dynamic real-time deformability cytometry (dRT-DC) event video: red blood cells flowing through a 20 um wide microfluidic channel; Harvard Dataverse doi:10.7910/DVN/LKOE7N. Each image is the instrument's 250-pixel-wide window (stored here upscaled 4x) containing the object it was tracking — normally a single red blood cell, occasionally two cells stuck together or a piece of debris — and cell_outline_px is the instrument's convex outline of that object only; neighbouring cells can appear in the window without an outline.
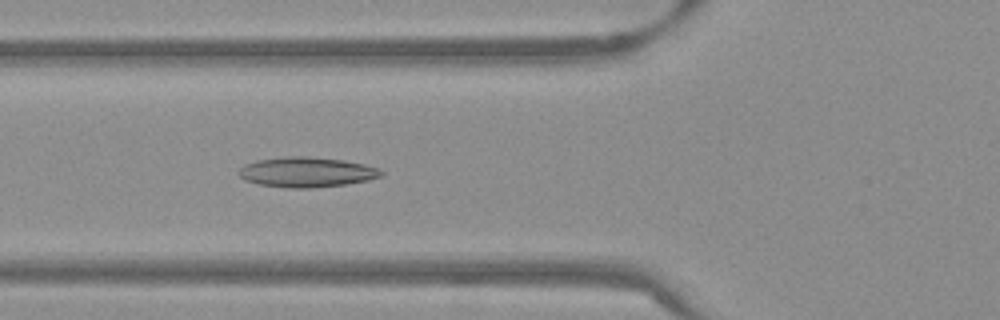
{"species": "Egyptian fruit bat (a non-hibernating species)", "species_latin": "Rousettus aegyptiacus", "temperature_condition": "warm", "stored_images_in_passage": 53, "camera_frame_rate_fps": 3000, "um_per_image_px": 0.085, "frame": {"image": 1, "passage_image": 20, "time_ms": 6.333, "image_size_px": [1000, 320], "cell_outline_px": [[384, 172], [380, 176], [368, 180], [344, 184], [312, 188], [288, 188], [260, 184], [244, 180], [240, 176], [240, 168], [244, 164], [256, 160], [284, 156], [308, 156], [344, 160], [364, 164], [380, 168]], "centroid_in_image_um": [26.06, 14.62], "position_along_channel_um": 99.7, "area_um2": 24.97}}
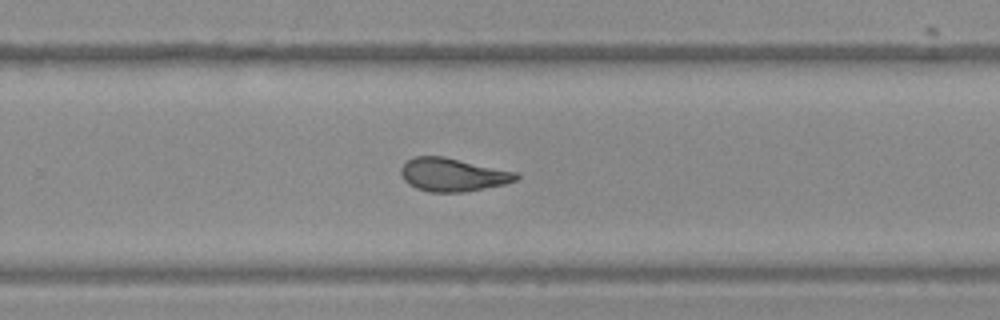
{"frame": {"image": 2, "passage_image": 35, "time_ms": 11.333, "image_size_px": [1000, 320], "cell_outline_px": [[520, 176], [516, 180], [504, 184], [464, 192], [432, 192], [416, 188], [408, 184], [404, 180], [400, 172], [400, 168], [408, 160], [416, 156], [444, 156], [516, 172]], "centroid_in_image_um": [38.46, 14.85], "position_along_channel_um": 291.3, "area_um2": 22.2}}
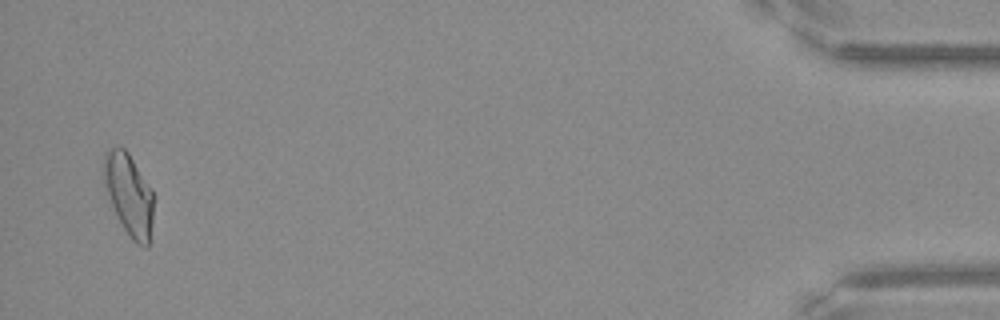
{"frame": {"image": 3, "passage_image": 52, "time_ms": 17.0, "image_size_px": [1000, 320], "cell_outline_px": [[152, 220], [148, 248], [144, 248], [136, 244], [132, 240], [124, 228], [104, 188], [104, 152], [116, 144], [124, 148], [128, 152], [152, 188]], "centroid_in_image_um": [10.96, 16.5], "position_along_channel_um": 424.2, "area_um2": 23.64}, "authors_computed_cell_mechanics": {"area_um2": 23.3512, "velocity_mm_per_s": 3.8182, "shape_relaxation_time_tau1_ms": null, "shape_relaxation_time_tau2_ms": 1.8259, "deformation_change_tau1": null, "deformation_change_tau2": 0.0995}}